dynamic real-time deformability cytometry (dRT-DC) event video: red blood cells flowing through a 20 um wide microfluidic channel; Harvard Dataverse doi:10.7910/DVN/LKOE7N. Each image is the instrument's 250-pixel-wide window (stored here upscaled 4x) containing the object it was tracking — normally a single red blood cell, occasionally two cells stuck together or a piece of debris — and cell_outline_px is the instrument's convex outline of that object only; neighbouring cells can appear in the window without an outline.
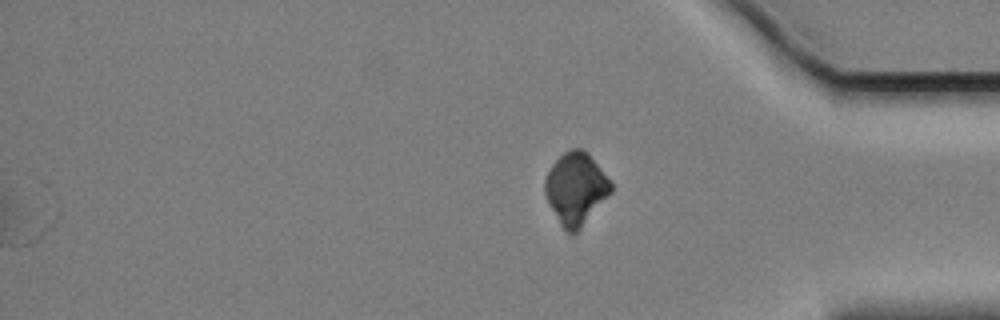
{"species": "Egyptian fruit bat (a non-hibernating species)", "species_latin": "Rousettus aegyptiacus", "temperature_condition": "cold", "stored_images_in_passage": 58, "segment_of_instrument_passage": [2, 2], "camera_frame_rate_fps": 3000, "um_per_image_px": 0.085, "animal": {"sex": "female"}, "frame": {"image": 1, "passage_image": 58, "time_ms": 19.0, "image_size_px": [1000, 320], "cell_outline_px": [[612, 192], [580, 228], [572, 236], [560, 224], [548, 204], [544, 192], [544, 180], [552, 164], [564, 152], [572, 148], [580, 148], [588, 152], [612, 184]], "centroid_in_image_um": [48.92, 16.02], "position_along_channel_um": 386.3, "area_um2": 27.51}}